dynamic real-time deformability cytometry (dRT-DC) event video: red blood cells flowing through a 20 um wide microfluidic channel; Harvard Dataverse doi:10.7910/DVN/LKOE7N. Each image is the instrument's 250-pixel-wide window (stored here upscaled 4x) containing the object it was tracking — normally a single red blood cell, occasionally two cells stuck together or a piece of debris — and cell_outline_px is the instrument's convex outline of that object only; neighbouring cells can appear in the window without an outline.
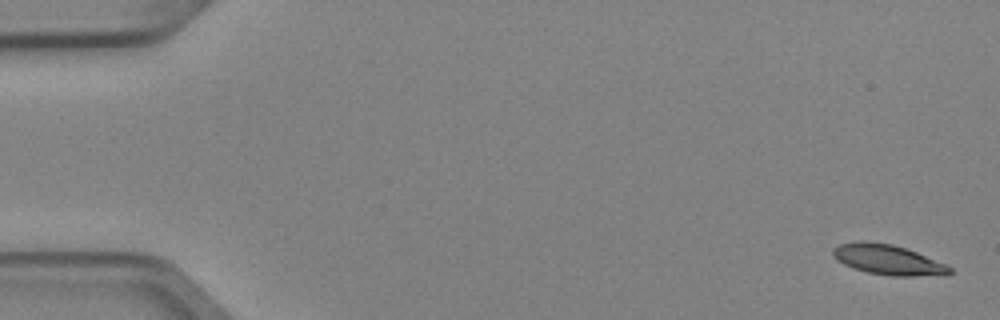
{"species": "Egyptian fruit bat (a non-hibernating species)", "species_latin": "Rousettus aegyptiacus", "temperature_condition": "cold", "stored_images_in_passage": 4, "camera_frame_rate_fps": 3000, "um_per_image_px": 0.085, "animal": {"sex": "female"}, "frame": {"image": 1, "passage_image": 1, "time_ms": 0.0, "image_size_px": [1000, 320], "cell_outline_px": [[952, 272], [948, 276], [892, 276], [868, 272], [852, 268], [836, 260], [832, 256], [832, 248], [840, 244], [860, 240], [892, 244], [916, 252], [944, 264], [952, 268]], "centroid_in_image_um": [75.46, 22.09], "position_along_channel_um": 9.5, "area_um2": 20.58}}
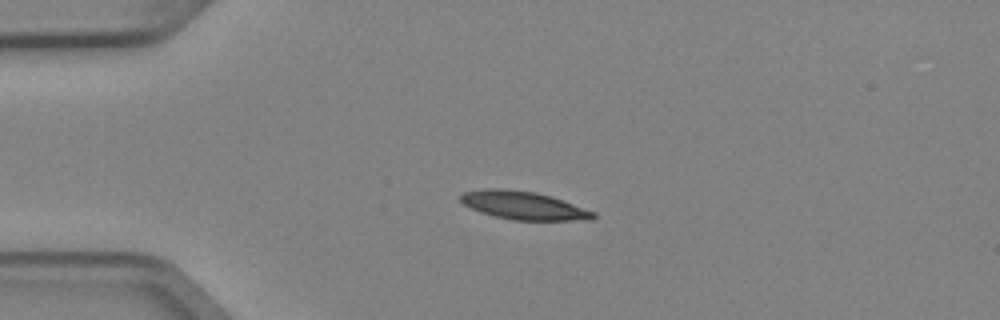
{"frame": {"image": 2, "passage_image": 4, "time_ms": 1.0, "image_size_px": [1000, 320], "cell_outline_px": [[596, 216], [592, 220], [512, 220], [496, 216], [472, 208], [464, 204], [460, 200], [460, 196], [464, 192], [484, 188], [500, 188], [536, 192], [552, 196], [596, 212]], "centroid_in_image_um": [44.55, 17.45], "position_along_channel_um": 40.5, "area_um2": 21.68}}